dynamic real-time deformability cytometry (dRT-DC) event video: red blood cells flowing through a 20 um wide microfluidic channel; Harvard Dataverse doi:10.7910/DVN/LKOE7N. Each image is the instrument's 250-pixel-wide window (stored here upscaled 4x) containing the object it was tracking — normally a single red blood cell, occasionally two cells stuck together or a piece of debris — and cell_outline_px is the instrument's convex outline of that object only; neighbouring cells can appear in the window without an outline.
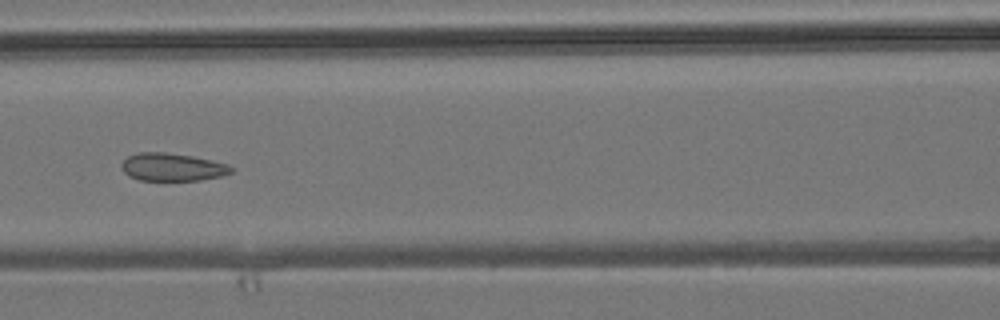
{"species": "common noctule bat (a hibernating species)", "species_latin": "Nyctalus noctula", "temperature_condition": "room temperature", "stored_images_in_passage": 5, "camera_frame_rate_fps": 3000, "um_per_image_px": 0.085, "animal": {"sex": "male", "body_mass_g": 19.2, "forearm_length_mm": 51.8}, "frame": {"image": 1, "passage_image": 5, "time_ms": 5.333, "image_size_px": [1000, 320], "cell_outline_px": [[236, 168], [232, 172], [220, 176], [200, 180], [140, 180], [128, 176], [124, 172], [120, 164], [128, 156], [136, 152], [164, 152], [192, 156], [212, 160], [228, 164]], "centroid_in_image_um": [14.65, 14.19], "position_along_channel_um": 152.0, "area_um2": 17.86}}